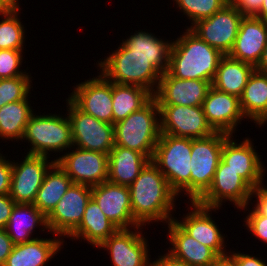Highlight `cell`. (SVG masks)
Returning <instances> with one entry per match:
<instances>
[{"instance_id":"6da1fadb","label":"cell","mask_w":267,"mask_h":266,"mask_svg":"<svg viewBox=\"0 0 267 266\" xmlns=\"http://www.w3.org/2000/svg\"><path fill=\"white\" fill-rule=\"evenodd\" d=\"M128 188L132 214L139 225L156 221L167 224L174 218L171 212L175 209L178 194L151 161Z\"/></svg>"},{"instance_id":"7a4b0ae2","label":"cell","mask_w":267,"mask_h":266,"mask_svg":"<svg viewBox=\"0 0 267 266\" xmlns=\"http://www.w3.org/2000/svg\"><path fill=\"white\" fill-rule=\"evenodd\" d=\"M170 56L133 55L123 43L97 65L112 83L136 85L156 92L159 80L169 68Z\"/></svg>"},{"instance_id":"3957f363","label":"cell","mask_w":267,"mask_h":266,"mask_svg":"<svg viewBox=\"0 0 267 266\" xmlns=\"http://www.w3.org/2000/svg\"><path fill=\"white\" fill-rule=\"evenodd\" d=\"M223 56L187 28L172 42L168 72L178 79L205 80L212 84Z\"/></svg>"},{"instance_id":"277c9868","label":"cell","mask_w":267,"mask_h":266,"mask_svg":"<svg viewBox=\"0 0 267 266\" xmlns=\"http://www.w3.org/2000/svg\"><path fill=\"white\" fill-rule=\"evenodd\" d=\"M191 150V138L160 133L151 160L178 194V198L183 191L189 197L188 202H191Z\"/></svg>"},{"instance_id":"5b68a950","label":"cell","mask_w":267,"mask_h":266,"mask_svg":"<svg viewBox=\"0 0 267 266\" xmlns=\"http://www.w3.org/2000/svg\"><path fill=\"white\" fill-rule=\"evenodd\" d=\"M159 106L152 97L139 110L114 124L115 145L136 150L152 160L160 137Z\"/></svg>"},{"instance_id":"8992f818","label":"cell","mask_w":267,"mask_h":266,"mask_svg":"<svg viewBox=\"0 0 267 266\" xmlns=\"http://www.w3.org/2000/svg\"><path fill=\"white\" fill-rule=\"evenodd\" d=\"M35 114V115H34ZM30 142L27 154L49 157V152H63L73 147L69 117L59 114L36 115L33 113L26 125L22 138Z\"/></svg>"},{"instance_id":"52a82bcc","label":"cell","mask_w":267,"mask_h":266,"mask_svg":"<svg viewBox=\"0 0 267 266\" xmlns=\"http://www.w3.org/2000/svg\"><path fill=\"white\" fill-rule=\"evenodd\" d=\"M229 136L216 131L207 137L192 139L191 202H196L211 186L223 143Z\"/></svg>"},{"instance_id":"ba28073f","label":"cell","mask_w":267,"mask_h":266,"mask_svg":"<svg viewBox=\"0 0 267 266\" xmlns=\"http://www.w3.org/2000/svg\"><path fill=\"white\" fill-rule=\"evenodd\" d=\"M66 103L73 146L109 154L115 145L114 124L100 121L83 112L69 98Z\"/></svg>"},{"instance_id":"9c48e42d","label":"cell","mask_w":267,"mask_h":266,"mask_svg":"<svg viewBox=\"0 0 267 266\" xmlns=\"http://www.w3.org/2000/svg\"><path fill=\"white\" fill-rule=\"evenodd\" d=\"M252 192L253 188L220 159L211 186L196 202L205 207L219 209L223 201L228 200L237 209L247 211Z\"/></svg>"},{"instance_id":"30bf717a","label":"cell","mask_w":267,"mask_h":266,"mask_svg":"<svg viewBox=\"0 0 267 266\" xmlns=\"http://www.w3.org/2000/svg\"><path fill=\"white\" fill-rule=\"evenodd\" d=\"M242 18L243 15L228 3L211 17L187 28L223 55H228L234 46Z\"/></svg>"},{"instance_id":"8fae6325","label":"cell","mask_w":267,"mask_h":266,"mask_svg":"<svg viewBox=\"0 0 267 266\" xmlns=\"http://www.w3.org/2000/svg\"><path fill=\"white\" fill-rule=\"evenodd\" d=\"M158 106L161 134L197 139L216 132L207 122L202 106Z\"/></svg>"},{"instance_id":"7c38bea8","label":"cell","mask_w":267,"mask_h":266,"mask_svg":"<svg viewBox=\"0 0 267 266\" xmlns=\"http://www.w3.org/2000/svg\"><path fill=\"white\" fill-rule=\"evenodd\" d=\"M76 148V149H75ZM54 161L76 184L90 187L108 180V154L72 147Z\"/></svg>"},{"instance_id":"4fadbf2b","label":"cell","mask_w":267,"mask_h":266,"mask_svg":"<svg viewBox=\"0 0 267 266\" xmlns=\"http://www.w3.org/2000/svg\"><path fill=\"white\" fill-rule=\"evenodd\" d=\"M48 158L26 154L20 163L12 162L9 195L16 204H33L46 172L55 163Z\"/></svg>"},{"instance_id":"5bb4252c","label":"cell","mask_w":267,"mask_h":266,"mask_svg":"<svg viewBox=\"0 0 267 266\" xmlns=\"http://www.w3.org/2000/svg\"><path fill=\"white\" fill-rule=\"evenodd\" d=\"M90 199V186L73 183L54 210L47 216L49 232L57 237H68L82 221Z\"/></svg>"},{"instance_id":"9a60e30c","label":"cell","mask_w":267,"mask_h":266,"mask_svg":"<svg viewBox=\"0 0 267 266\" xmlns=\"http://www.w3.org/2000/svg\"><path fill=\"white\" fill-rule=\"evenodd\" d=\"M142 226H137L134 231L118 229L105 240L99 248L109 251L111 263L114 266H152L147 245L148 239L141 233ZM149 252V253H148Z\"/></svg>"},{"instance_id":"2e32d148","label":"cell","mask_w":267,"mask_h":266,"mask_svg":"<svg viewBox=\"0 0 267 266\" xmlns=\"http://www.w3.org/2000/svg\"><path fill=\"white\" fill-rule=\"evenodd\" d=\"M68 98L83 112L113 124L112 82L102 73L77 84Z\"/></svg>"},{"instance_id":"e0dca14e","label":"cell","mask_w":267,"mask_h":266,"mask_svg":"<svg viewBox=\"0 0 267 266\" xmlns=\"http://www.w3.org/2000/svg\"><path fill=\"white\" fill-rule=\"evenodd\" d=\"M91 197L118 229L133 230L140 226L132 214L128 186L118 185L107 180L91 187Z\"/></svg>"},{"instance_id":"ac0fdd59","label":"cell","mask_w":267,"mask_h":266,"mask_svg":"<svg viewBox=\"0 0 267 266\" xmlns=\"http://www.w3.org/2000/svg\"><path fill=\"white\" fill-rule=\"evenodd\" d=\"M233 137L230 135L224 141L221 159L254 189L262 184L266 168L260 161L261 156L254 149L251 139L245 138L238 144Z\"/></svg>"},{"instance_id":"d6986e66","label":"cell","mask_w":267,"mask_h":266,"mask_svg":"<svg viewBox=\"0 0 267 266\" xmlns=\"http://www.w3.org/2000/svg\"><path fill=\"white\" fill-rule=\"evenodd\" d=\"M211 86L209 81L178 79L166 71L153 97L158 105L202 106Z\"/></svg>"},{"instance_id":"ffe728a7","label":"cell","mask_w":267,"mask_h":266,"mask_svg":"<svg viewBox=\"0 0 267 266\" xmlns=\"http://www.w3.org/2000/svg\"><path fill=\"white\" fill-rule=\"evenodd\" d=\"M189 205L192 208L191 212L185 214V217L183 215L181 221L174 217V221L188 235L211 248L218 256L227 255L225 237L210 215L212 210L216 211L218 208L205 207L197 202H191Z\"/></svg>"},{"instance_id":"44dd1931","label":"cell","mask_w":267,"mask_h":266,"mask_svg":"<svg viewBox=\"0 0 267 266\" xmlns=\"http://www.w3.org/2000/svg\"><path fill=\"white\" fill-rule=\"evenodd\" d=\"M202 109L207 122L215 131L229 135L235 133L237 126L245 118L241 109L240 98L218 91L212 86L202 103Z\"/></svg>"},{"instance_id":"7402d4cb","label":"cell","mask_w":267,"mask_h":266,"mask_svg":"<svg viewBox=\"0 0 267 266\" xmlns=\"http://www.w3.org/2000/svg\"><path fill=\"white\" fill-rule=\"evenodd\" d=\"M267 43V22L255 16H243L231 58L257 66Z\"/></svg>"},{"instance_id":"603a6c76","label":"cell","mask_w":267,"mask_h":266,"mask_svg":"<svg viewBox=\"0 0 267 266\" xmlns=\"http://www.w3.org/2000/svg\"><path fill=\"white\" fill-rule=\"evenodd\" d=\"M167 225L168 239L173 246L168 253L174 258L190 266H210L219 257L211 248L188 235L174 219Z\"/></svg>"},{"instance_id":"cb8c5ba5","label":"cell","mask_w":267,"mask_h":266,"mask_svg":"<svg viewBox=\"0 0 267 266\" xmlns=\"http://www.w3.org/2000/svg\"><path fill=\"white\" fill-rule=\"evenodd\" d=\"M64 239L35 238L32 241L14 245L4 266H46L47 262L60 252Z\"/></svg>"},{"instance_id":"d4e9b609","label":"cell","mask_w":267,"mask_h":266,"mask_svg":"<svg viewBox=\"0 0 267 266\" xmlns=\"http://www.w3.org/2000/svg\"><path fill=\"white\" fill-rule=\"evenodd\" d=\"M150 161L136 150L114 146L108 154V181L130 186Z\"/></svg>"},{"instance_id":"484cf974","label":"cell","mask_w":267,"mask_h":266,"mask_svg":"<svg viewBox=\"0 0 267 266\" xmlns=\"http://www.w3.org/2000/svg\"><path fill=\"white\" fill-rule=\"evenodd\" d=\"M118 228L104 215L98 204L91 199L88 201L79 226L67 237L84 239L93 247L98 248L105 240L113 235Z\"/></svg>"},{"instance_id":"4316f807","label":"cell","mask_w":267,"mask_h":266,"mask_svg":"<svg viewBox=\"0 0 267 266\" xmlns=\"http://www.w3.org/2000/svg\"><path fill=\"white\" fill-rule=\"evenodd\" d=\"M38 225L43 227L42 231L46 229L49 232L47 217L34 204H15L5 230L12 243L17 245L37 238L31 235Z\"/></svg>"},{"instance_id":"83f0119b","label":"cell","mask_w":267,"mask_h":266,"mask_svg":"<svg viewBox=\"0 0 267 266\" xmlns=\"http://www.w3.org/2000/svg\"><path fill=\"white\" fill-rule=\"evenodd\" d=\"M240 105L245 119L254 120L259 127L267 123V74L253 71L240 97Z\"/></svg>"},{"instance_id":"f1b7e54d","label":"cell","mask_w":267,"mask_h":266,"mask_svg":"<svg viewBox=\"0 0 267 266\" xmlns=\"http://www.w3.org/2000/svg\"><path fill=\"white\" fill-rule=\"evenodd\" d=\"M254 70L253 65L231 58L229 55H224L219 62L211 85L218 91L240 98Z\"/></svg>"},{"instance_id":"f546056e","label":"cell","mask_w":267,"mask_h":266,"mask_svg":"<svg viewBox=\"0 0 267 266\" xmlns=\"http://www.w3.org/2000/svg\"><path fill=\"white\" fill-rule=\"evenodd\" d=\"M72 184L73 181L55 162L46 172L33 204L47 217Z\"/></svg>"},{"instance_id":"4dcf8cb0","label":"cell","mask_w":267,"mask_h":266,"mask_svg":"<svg viewBox=\"0 0 267 266\" xmlns=\"http://www.w3.org/2000/svg\"><path fill=\"white\" fill-rule=\"evenodd\" d=\"M28 98L30 97L5 104L0 108L1 139L22 141L26 125L34 111Z\"/></svg>"},{"instance_id":"1f68e13d","label":"cell","mask_w":267,"mask_h":266,"mask_svg":"<svg viewBox=\"0 0 267 266\" xmlns=\"http://www.w3.org/2000/svg\"><path fill=\"white\" fill-rule=\"evenodd\" d=\"M152 97L153 95L143 87L112 83L113 124L139 110Z\"/></svg>"},{"instance_id":"d6a6232c","label":"cell","mask_w":267,"mask_h":266,"mask_svg":"<svg viewBox=\"0 0 267 266\" xmlns=\"http://www.w3.org/2000/svg\"><path fill=\"white\" fill-rule=\"evenodd\" d=\"M124 40H122V43L132 51L133 55L170 56L172 41L157 38L151 32L138 30Z\"/></svg>"},{"instance_id":"836d02e7","label":"cell","mask_w":267,"mask_h":266,"mask_svg":"<svg viewBox=\"0 0 267 266\" xmlns=\"http://www.w3.org/2000/svg\"><path fill=\"white\" fill-rule=\"evenodd\" d=\"M18 15L19 10L0 12V50H24L25 30Z\"/></svg>"},{"instance_id":"e575fe53","label":"cell","mask_w":267,"mask_h":266,"mask_svg":"<svg viewBox=\"0 0 267 266\" xmlns=\"http://www.w3.org/2000/svg\"><path fill=\"white\" fill-rule=\"evenodd\" d=\"M176 6L186 14L191 20V24L197 21L211 17L214 13L220 11L229 0H174Z\"/></svg>"},{"instance_id":"d590c367","label":"cell","mask_w":267,"mask_h":266,"mask_svg":"<svg viewBox=\"0 0 267 266\" xmlns=\"http://www.w3.org/2000/svg\"><path fill=\"white\" fill-rule=\"evenodd\" d=\"M32 76L0 79V108L8 103L26 99L30 93Z\"/></svg>"},{"instance_id":"8d00e7d4","label":"cell","mask_w":267,"mask_h":266,"mask_svg":"<svg viewBox=\"0 0 267 266\" xmlns=\"http://www.w3.org/2000/svg\"><path fill=\"white\" fill-rule=\"evenodd\" d=\"M23 50L2 49L0 50V79L13 78L16 76H31L20 67L23 62Z\"/></svg>"},{"instance_id":"74e56055","label":"cell","mask_w":267,"mask_h":266,"mask_svg":"<svg viewBox=\"0 0 267 266\" xmlns=\"http://www.w3.org/2000/svg\"><path fill=\"white\" fill-rule=\"evenodd\" d=\"M244 219L245 226L251 234L267 244V217L261 215L254 207Z\"/></svg>"},{"instance_id":"f35d334b","label":"cell","mask_w":267,"mask_h":266,"mask_svg":"<svg viewBox=\"0 0 267 266\" xmlns=\"http://www.w3.org/2000/svg\"><path fill=\"white\" fill-rule=\"evenodd\" d=\"M0 153V195H8L10 192L12 161L7 160Z\"/></svg>"},{"instance_id":"ab89813d","label":"cell","mask_w":267,"mask_h":266,"mask_svg":"<svg viewBox=\"0 0 267 266\" xmlns=\"http://www.w3.org/2000/svg\"><path fill=\"white\" fill-rule=\"evenodd\" d=\"M264 0H229L243 16H255L261 9Z\"/></svg>"},{"instance_id":"60d3db41","label":"cell","mask_w":267,"mask_h":266,"mask_svg":"<svg viewBox=\"0 0 267 266\" xmlns=\"http://www.w3.org/2000/svg\"><path fill=\"white\" fill-rule=\"evenodd\" d=\"M15 204L9 194L0 195V229H5Z\"/></svg>"},{"instance_id":"b9f144b4","label":"cell","mask_w":267,"mask_h":266,"mask_svg":"<svg viewBox=\"0 0 267 266\" xmlns=\"http://www.w3.org/2000/svg\"><path fill=\"white\" fill-rule=\"evenodd\" d=\"M228 255L236 262L237 266H267L266 260L253 255L250 256V254L230 251Z\"/></svg>"},{"instance_id":"7bdbcfd3","label":"cell","mask_w":267,"mask_h":266,"mask_svg":"<svg viewBox=\"0 0 267 266\" xmlns=\"http://www.w3.org/2000/svg\"><path fill=\"white\" fill-rule=\"evenodd\" d=\"M252 198L257 199L254 208L263 216L267 217V186L260 184L253 189ZM255 196V197H253Z\"/></svg>"},{"instance_id":"ee69618b","label":"cell","mask_w":267,"mask_h":266,"mask_svg":"<svg viewBox=\"0 0 267 266\" xmlns=\"http://www.w3.org/2000/svg\"><path fill=\"white\" fill-rule=\"evenodd\" d=\"M14 244L5 229H0V266H4Z\"/></svg>"},{"instance_id":"f6af8a7d","label":"cell","mask_w":267,"mask_h":266,"mask_svg":"<svg viewBox=\"0 0 267 266\" xmlns=\"http://www.w3.org/2000/svg\"><path fill=\"white\" fill-rule=\"evenodd\" d=\"M152 266H190L187 263L174 258L168 252L152 261Z\"/></svg>"},{"instance_id":"bcb514c9","label":"cell","mask_w":267,"mask_h":266,"mask_svg":"<svg viewBox=\"0 0 267 266\" xmlns=\"http://www.w3.org/2000/svg\"><path fill=\"white\" fill-rule=\"evenodd\" d=\"M19 0H0V12L2 11H17L21 10L19 7Z\"/></svg>"},{"instance_id":"7dc6e473","label":"cell","mask_w":267,"mask_h":266,"mask_svg":"<svg viewBox=\"0 0 267 266\" xmlns=\"http://www.w3.org/2000/svg\"><path fill=\"white\" fill-rule=\"evenodd\" d=\"M210 266H237L236 262L227 254L219 256Z\"/></svg>"},{"instance_id":"c3c4849f","label":"cell","mask_w":267,"mask_h":266,"mask_svg":"<svg viewBox=\"0 0 267 266\" xmlns=\"http://www.w3.org/2000/svg\"><path fill=\"white\" fill-rule=\"evenodd\" d=\"M255 70L260 72V73L267 74V43H266V46L263 50L262 57H261L259 63L257 64V66L255 67Z\"/></svg>"},{"instance_id":"681fc988","label":"cell","mask_w":267,"mask_h":266,"mask_svg":"<svg viewBox=\"0 0 267 266\" xmlns=\"http://www.w3.org/2000/svg\"><path fill=\"white\" fill-rule=\"evenodd\" d=\"M255 17L267 22V0L263 1L260 11L255 15Z\"/></svg>"}]
</instances>
